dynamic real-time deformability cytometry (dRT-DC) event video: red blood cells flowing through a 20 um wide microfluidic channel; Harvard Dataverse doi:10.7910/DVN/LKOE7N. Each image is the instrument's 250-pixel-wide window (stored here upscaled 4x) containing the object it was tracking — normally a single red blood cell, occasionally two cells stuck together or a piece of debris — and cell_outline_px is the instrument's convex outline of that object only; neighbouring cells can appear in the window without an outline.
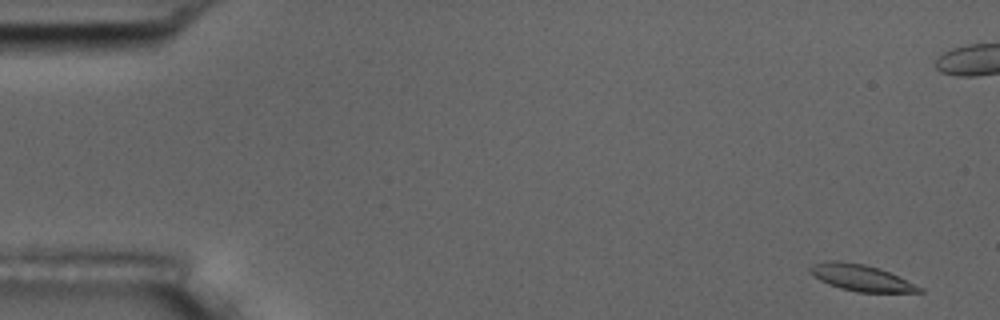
{"species": "common noctule bat (a hibernating species)", "species_latin": "Nyctalus noctula", "temperature_condition": "room temperature", "stored_images_in_passage": 6, "camera_frame_rate_fps": 3000, "um_per_image_px": 0.085, "animal": {"sex": "male", "body_mass_g": 17.5, "forearm_length_mm": 52.3}, "frame": {"image": 1, "passage_image": 1, "time_ms": 0.0, "image_size_px": [1000, 320], "cell_outline_px": [[924, 292], [856, 292], [840, 288], [828, 284], [812, 276], [808, 272], [808, 268], [812, 264], [824, 260], [840, 260], [864, 264], [880, 268], [924, 288]], "centroid_in_image_um": [73.13, 23.59], "position_along_channel_um": 11.9, "area_um2": 17.05}}